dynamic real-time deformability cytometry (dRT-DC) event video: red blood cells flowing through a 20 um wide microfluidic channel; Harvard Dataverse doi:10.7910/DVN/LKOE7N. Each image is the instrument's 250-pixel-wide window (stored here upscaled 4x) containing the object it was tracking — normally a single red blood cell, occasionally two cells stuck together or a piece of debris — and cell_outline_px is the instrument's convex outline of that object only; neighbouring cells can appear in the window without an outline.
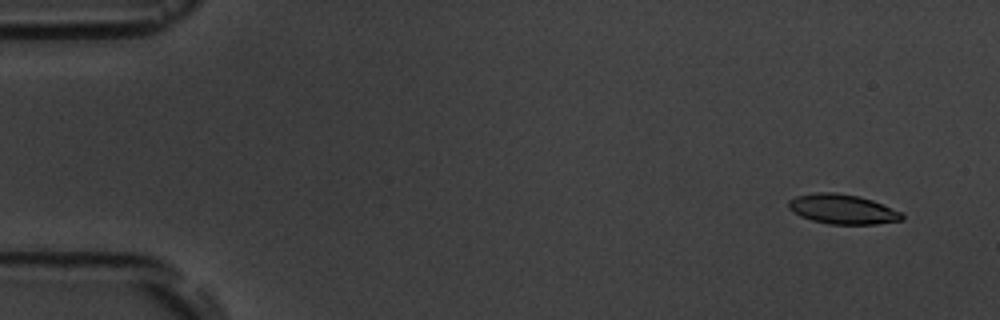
{"species": "common noctule bat (a hibernating species)", "species_latin": "Nyctalus noctula", "temperature_condition": "room temperature", "stored_images_in_passage": 4, "camera_frame_rate_fps": 3000, "um_per_image_px": 0.085, "animal": {"sex": "male", "body_mass_g": 19.5, "forearm_length_mm": 54.6}, "frame": {"image": 1, "passage_image": 1, "time_ms": 0.0, "image_size_px": [1000, 320], "cell_outline_px": [[904, 220], [876, 224], [828, 224], [812, 220], [800, 216], [792, 212], [788, 208], [788, 200], [796, 196], [816, 192], [836, 192], [860, 196], [872, 200], [900, 212], [904, 216]], "centroid_in_image_um": [71.58, 17.77], "position_along_channel_um": 13.4, "area_um2": 19.71}}
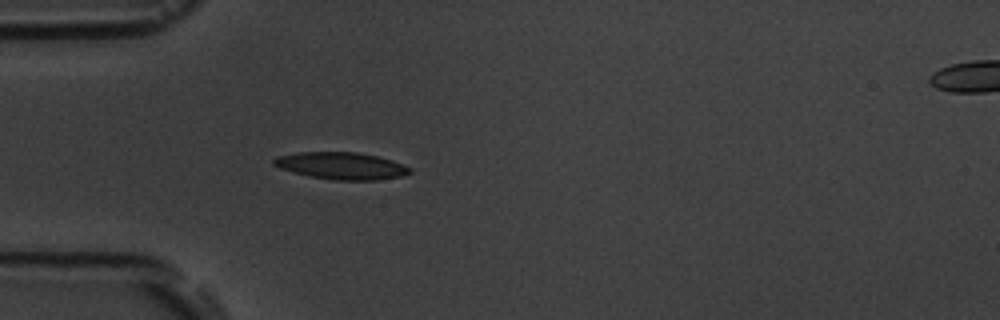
{"frame": {"image": 2, "passage_image": 4, "time_ms": 4.333, "image_size_px": [1000, 320], "cell_outline_px": [[412, 172], [400, 176], [376, 180], [336, 180], [308, 176], [280, 168], [272, 164], [272, 160], [276, 156], [296, 152], [356, 152], [376, 156], [392, 160], [412, 168]], "centroid_in_image_um": [28.99, 14.09], "position_along_channel_um": 56.0, "area_um2": 21.44}}